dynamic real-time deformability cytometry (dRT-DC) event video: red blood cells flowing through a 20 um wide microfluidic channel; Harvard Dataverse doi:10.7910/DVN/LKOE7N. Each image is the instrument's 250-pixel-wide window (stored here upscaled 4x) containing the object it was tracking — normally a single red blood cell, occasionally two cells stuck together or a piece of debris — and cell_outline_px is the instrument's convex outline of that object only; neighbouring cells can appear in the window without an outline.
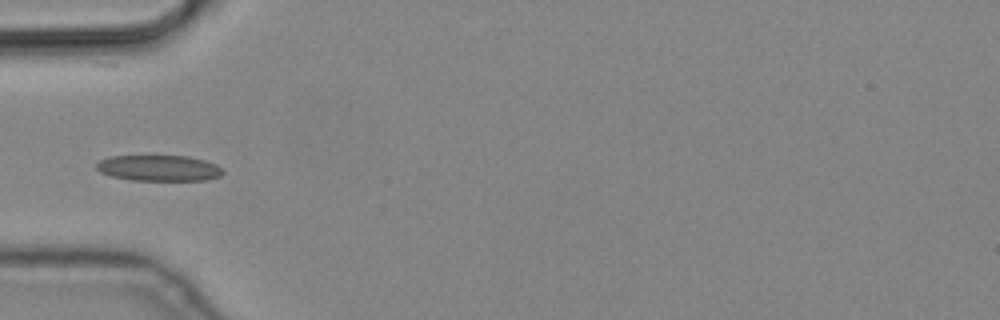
{"species": "common noctule bat (a hibernating species)", "species_latin": "Nyctalus noctula", "temperature_condition": "cold", "stored_images_in_passage": 7, "camera_frame_rate_fps": 3000, "um_per_image_px": 0.085, "animal": {"sex": "male", "body_mass_g": 19.2, "forearm_length_mm": 51.8}, "frame": {"image": 1, "passage_image": 6, "time_ms": 1.667, "image_size_px": [1000, 320], "cell_outline_px": [[224, 172], [220, 176], [204, 180], [132, 180], [112, 176], [100, 172], [96, 168], [96, 164], [100, 160], [108, 156], [188, 156], [204, 160], [216, 164]], "centroid_in_image_um": [13.49, 14.28], "position_along_channel_um": 71.5, "area_um2": 18.96}}
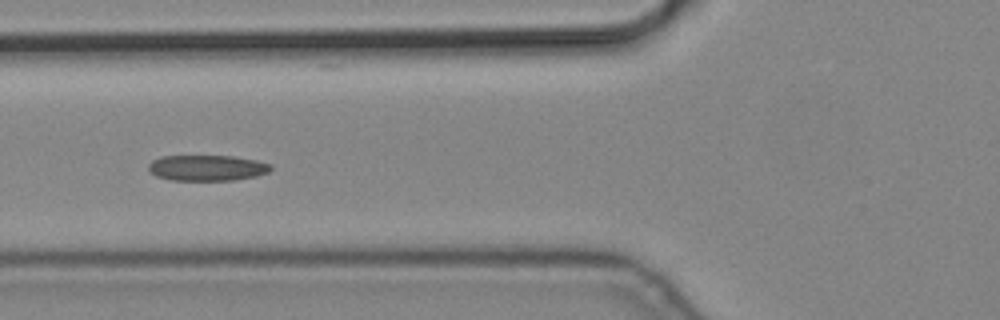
{"frame": {"image": 2, "passage_image": 7, "time_ms": 2.0, "image_size_px": [1000, 320], "cell_outline_px": [[272, 168], [268, 172], [256, 176], [236, 180], [172, 180], [156, 176], [148, 168], [148, 164], [152, 160], [160, 156], [236, 156], [256, 160], [272, 164]], "centroid_in_image_um": [17.62, 14.26], "position_along_channel_um": 108.2, "area_um2": 18.44}}